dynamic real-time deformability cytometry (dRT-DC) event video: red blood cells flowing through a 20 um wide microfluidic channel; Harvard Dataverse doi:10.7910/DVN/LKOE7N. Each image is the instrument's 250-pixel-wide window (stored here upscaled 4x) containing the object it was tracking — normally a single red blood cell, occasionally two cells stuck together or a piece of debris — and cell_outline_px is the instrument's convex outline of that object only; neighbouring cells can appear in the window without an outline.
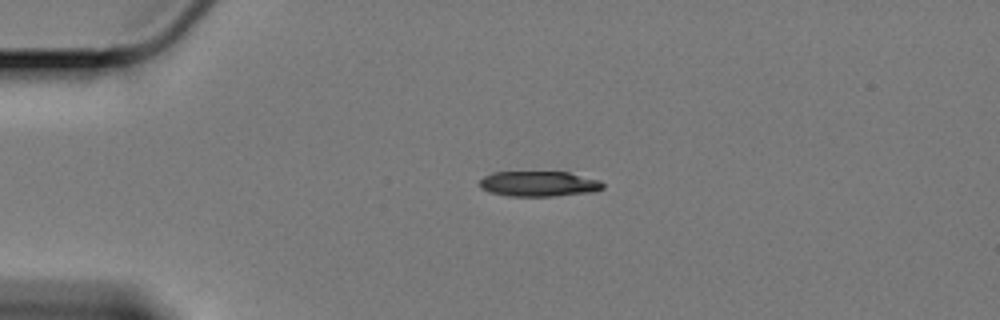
{"species": "Egyptian fruit bat (a non-hibernating species)", "species_latin": "Rousettus aegyptiacus", "temperature_condition": "cold", "stored_images_in_passage": 2, "segment_of_instrument_passage": [1, 2], "camera_frame_rate_fps": 3000, "um_per_image_px": 0.085, "animal": {"sex": "female"}, "frame": {"image": 1, "passage_image": 1, "time_ms": 0.0, "image_size_px": [1000, 320], "cell_outline_px": [[604, 188], [596, 192], [556, 196], [508, 196], [488, 192], [480, 188], [480, 180], [484, 176], [492, 172], [568, 172], [600, 180], [604, 184]], "centroid_in_image_um": [45.82, 15.63], "position_along_channel_um": 39.2, "area_um2": 18.44}}